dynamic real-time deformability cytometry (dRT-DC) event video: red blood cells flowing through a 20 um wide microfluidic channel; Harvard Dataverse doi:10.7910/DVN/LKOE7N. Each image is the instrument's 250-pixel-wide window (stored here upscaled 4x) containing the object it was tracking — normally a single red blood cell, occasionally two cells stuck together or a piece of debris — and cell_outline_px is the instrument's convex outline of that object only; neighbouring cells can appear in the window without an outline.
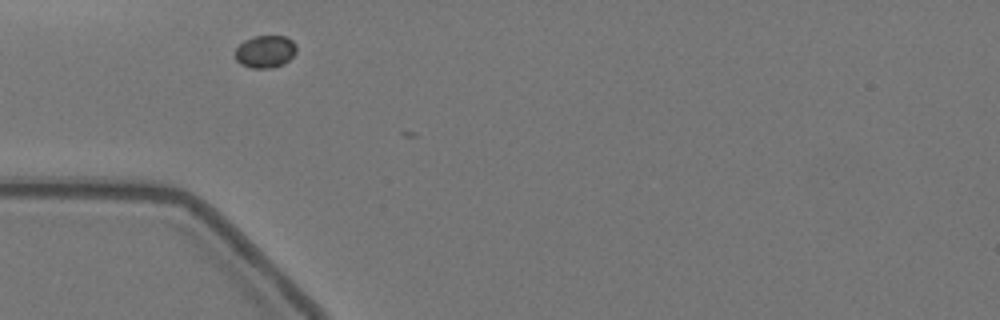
{"species": "Egyptian fruit bat (a non-hibernating species)", "species_latin": "Rousettus aegyptiacus", "temperature_condition": "warm", "stored_images_in_passage": 6, "camera_frame_rate_fps": 3000, "um_per_image_px": 0.085, "animal": {"sex": "female"}, "frame": {"image": 1, "passage_image": 2, "time_ms": 0.333, "image_size_px": [1000, 320], "cell_outline_px": [[296, 52], [284, 64], [272, 68], [252, 68], [240, 64], [236, 60], [236, 48], [244, 40], [252, 36], [284, 36], [292, 40], [296, 44]], "centroid_in_image_um": [22.55, 4.38], "position_along_channel_um": 62.5, "area_um2": 11.62}}
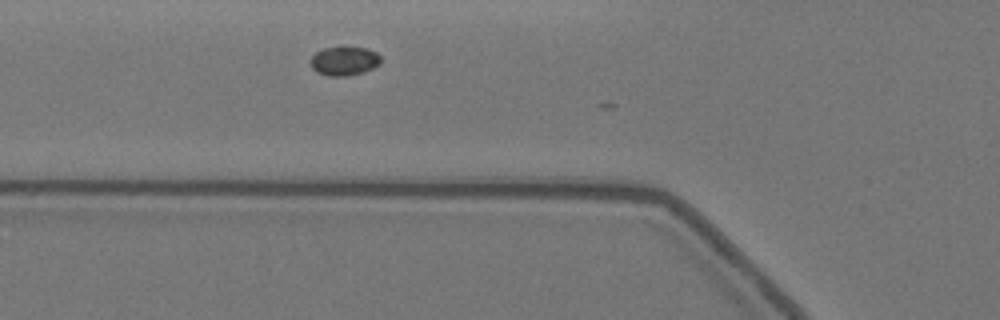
{"frame": {"image": 2, "passage_image": 5, "time_ms": 1.333, "image_size_px": [1000, 320], "cell_outline_px": [[380, 64], [364, 72], [348, 76], [328, 76], [316, 72], [312, 68], [308, 60], [316, 52], [324, 48], [340, 44], [368, 48], [376, 52], [380, 56]], "centroid_in_image_um": [29.24, 5.14], "position_along_channel_um": 96.6, "area_um2": 12.48}}